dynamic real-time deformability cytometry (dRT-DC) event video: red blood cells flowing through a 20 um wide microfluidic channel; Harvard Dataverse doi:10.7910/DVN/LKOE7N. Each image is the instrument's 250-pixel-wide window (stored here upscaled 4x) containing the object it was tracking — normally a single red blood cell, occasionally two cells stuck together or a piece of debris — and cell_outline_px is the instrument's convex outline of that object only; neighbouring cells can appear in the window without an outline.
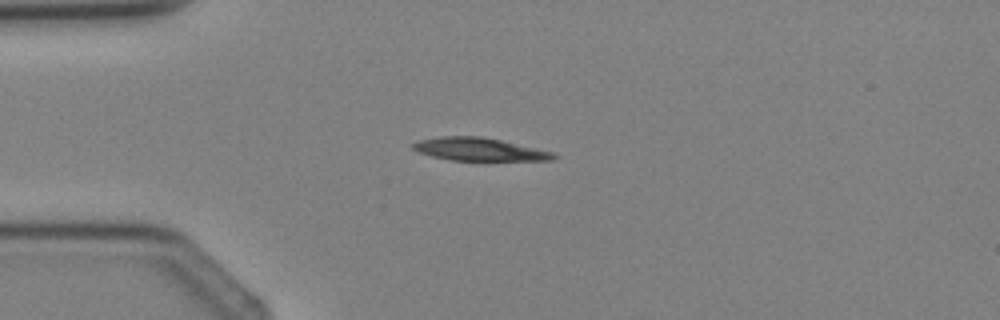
{"species": "Egyptian fruit bat (a non-hibernating species)", "species_latin": "Rousettus aegyptiacus", "temperature_condition": "cold", "stored_images_in_passage": 3, "camera_frame_rate_fps": 3000, "um_per_image_px": 0.085, "animal": {"sex": "female"}, "frame": {"image": 1, "passage_image": 2, "time_ms": 1.333, "image_size_px": [1000, 320], "cell_outline_px": [[560, 156], [552, 160], [452, 160], [432, 156], [420, 152], [412, 148], [412, 144], [420, 140], [440, 136], [480, 136], [500, 140], [536, 148], [552, 152]], "centroid_in_image_um": [40.74, 12.69], "position_along_channel_um": 44.3, "area_um2": 18.5}}